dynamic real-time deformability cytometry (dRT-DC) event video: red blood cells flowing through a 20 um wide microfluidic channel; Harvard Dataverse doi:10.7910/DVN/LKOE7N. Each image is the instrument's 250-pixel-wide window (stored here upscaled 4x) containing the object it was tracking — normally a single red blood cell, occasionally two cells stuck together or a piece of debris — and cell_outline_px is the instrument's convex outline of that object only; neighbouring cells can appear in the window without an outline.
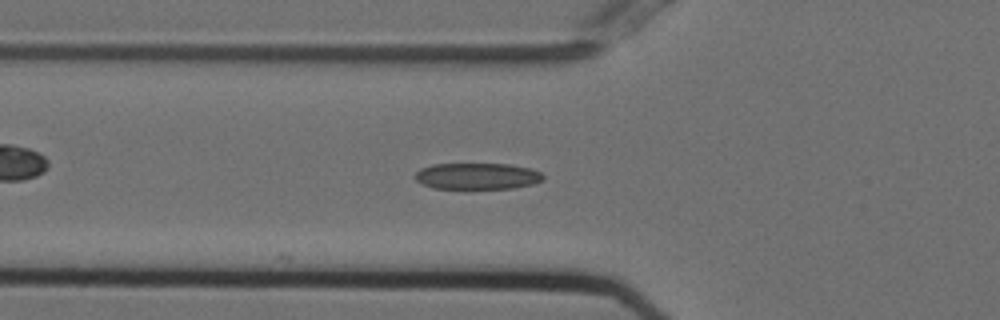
{"species": "Egyptian fruit bat (a non-hibernating species)", "species_latin": "Rousettus aegyptiacus", "temperature_condition": "cold", "stored_images_in_passage": 11, "camera_frame_rate_fps": 3000, "um_per_image_px": 0.085, "animal": {"sex": "female"}, "frame": {"image": 1, "passage_image": 4, "time_ms": 1.0, "image_size_px": [1000, 320], "cell_outline_px": [[544, 180], [532, 184], [512, 188], [432, 188], [420, 184], [412, 176], [420, 168], [432, 164], [508, 164], [532, 168], [540, 172], [544, 176]], "centroid_in_image_um": [40.53, 14.96], "position_along_channel_um": 85.3, "area_um2": 19.83}}
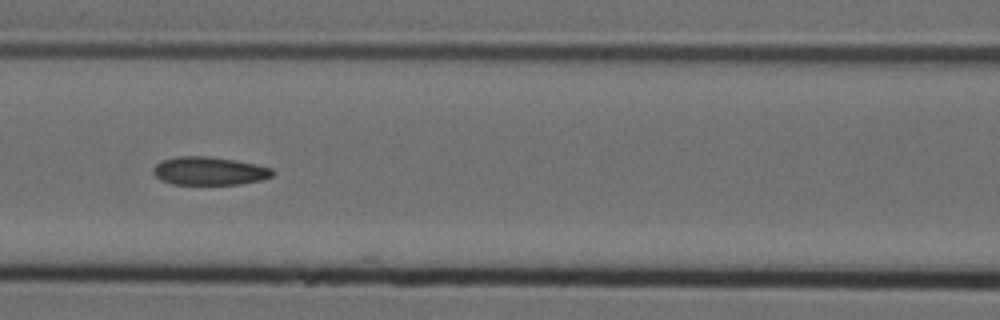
{"frame": {"image": 2, "passage_image": 9, "time_ms": 2.667, "image_size_px": [1000, 320], "cell_outline_px": [[276, 172], [272, 176], [260, 180], [240, 184], [172, 184], [160, 180], [152, 172], [152, 168], [160, 160], [176, 156], [208, 156], [236, 160], [256, 164], [272, 168]], "centroid_in_image_um": [17.77, 14.52], "position_along_channel_um": 148.8, "area_um2": 19.83}}